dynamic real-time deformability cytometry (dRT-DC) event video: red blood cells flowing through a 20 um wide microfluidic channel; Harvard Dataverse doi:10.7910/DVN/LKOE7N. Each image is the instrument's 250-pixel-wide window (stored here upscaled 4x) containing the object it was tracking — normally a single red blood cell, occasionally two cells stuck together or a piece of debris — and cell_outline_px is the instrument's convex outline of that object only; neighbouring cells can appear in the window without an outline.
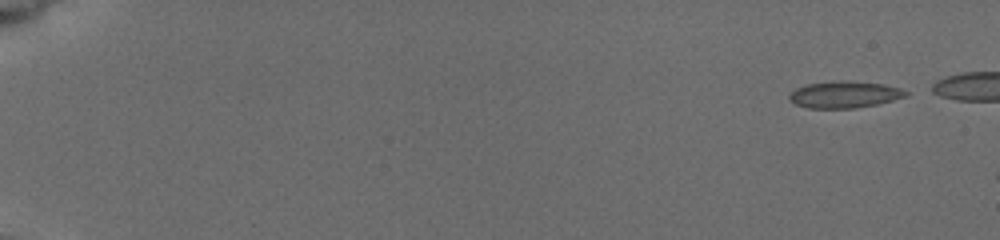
{"species": "common noctule bat (a hibernating species)", "species_latin": "Nyctalus noctula", "temperature_condition": "cold", "stored_images_in_passage": 3, "camera_frame_rate_fps": 3000, "um_per_image_px": 0.085, "animal": {"sex": "female", "body_mass_g": 19.5, "forearm_length_mm": 54.1}, "frame": {"image": 1, "passage_image": 1, "time_ms": 0.0, "image_size_px": [1000, 240], "cell_outline_px": [[908, 96], [876, 104], [856, 108], [808, 108], [796, 104], [788, 100], [788, 96], [796, 88], [808, 84], [840, 80], [884, 84], [900, 88], [908, 92]], "centroid_in_image_um": [71.77, 8.04], "position_along_channel_um": 13.2, "area_um2": 18.03}}